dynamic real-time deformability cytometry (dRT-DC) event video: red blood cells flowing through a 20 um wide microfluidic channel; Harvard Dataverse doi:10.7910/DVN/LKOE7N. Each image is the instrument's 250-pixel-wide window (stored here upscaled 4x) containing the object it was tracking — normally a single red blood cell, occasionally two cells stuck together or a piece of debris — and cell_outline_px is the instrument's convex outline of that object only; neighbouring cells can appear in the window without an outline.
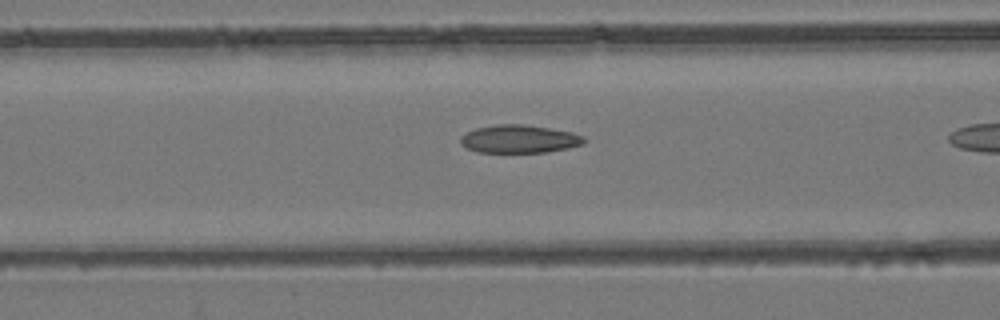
{"species": "common noctule bat (a hibernating species)", "species_latin": "Nyctalus noctula", "temperature_condition": "room temperature", "stored_images_in_passage": 11, "camera_frame_rate_fps": 3000, "um_per_image_px": 0.085, "animal": {"sex": "female", "body_mass_g": 24.6, "forearm_length_mm": 56.2}, "frame": {"image": 1, "passage_image": 10, "time_ms": 3.0, "image_size_px": [1000, 320], "cell_outline_px": [[584, 144], [568, 148], [544, 152], [476, 152], [460, 144], [460, 136], [476, 128], [496, 124], [524, 124], [572, 132], [584, 136]], "centroid_in_image_um": [44.12, 11.81], "position_along_channel_um": 122.5, "area_um2": 20.11}}